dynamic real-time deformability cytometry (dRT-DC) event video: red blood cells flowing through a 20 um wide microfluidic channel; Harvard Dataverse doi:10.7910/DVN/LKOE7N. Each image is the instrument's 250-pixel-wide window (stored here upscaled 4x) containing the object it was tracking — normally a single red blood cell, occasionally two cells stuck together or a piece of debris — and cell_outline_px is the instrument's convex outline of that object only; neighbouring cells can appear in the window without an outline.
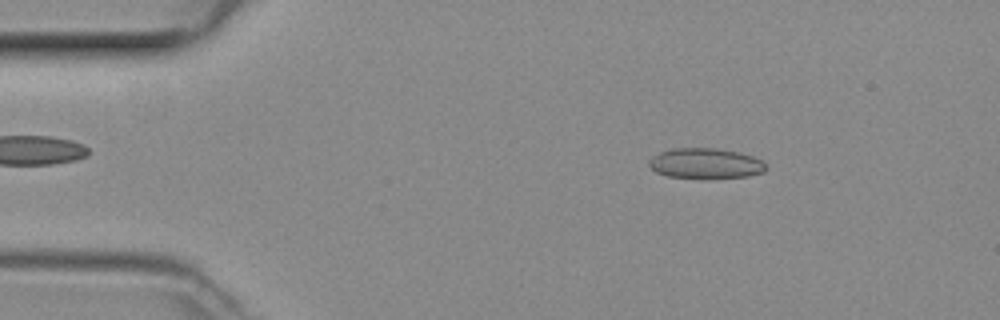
{"species": "common noctule bat (a hibernating species)", "species_latin": "Nyctalus noctula", "temperature_condition": "room temperature", "stored_images_in_passage": 48, "camera_frame_rate_fps": 3000, "um_per_image_px": 0.085, "animal": {"sex": "female", "body_mass_g": 29.2, "forearm_length_mm": 56.3}, "frame": {"image": 1, "passage_image": 7, "time_ms": 2.0, "image_size_px": [1000, 320], "cell_outline_px": [[768, 168], [764, 172], [748, 176], [668, 176], [656, 172], [648, 164], [648, 160], [652, 156], [660, 152], [672, 148], [716, 148], [740, 152], [764, 160]], "centroid_in_image_um": [60.0, 13.84], "position_along_channel_um": 25.0, "area_um2": 20.23}}
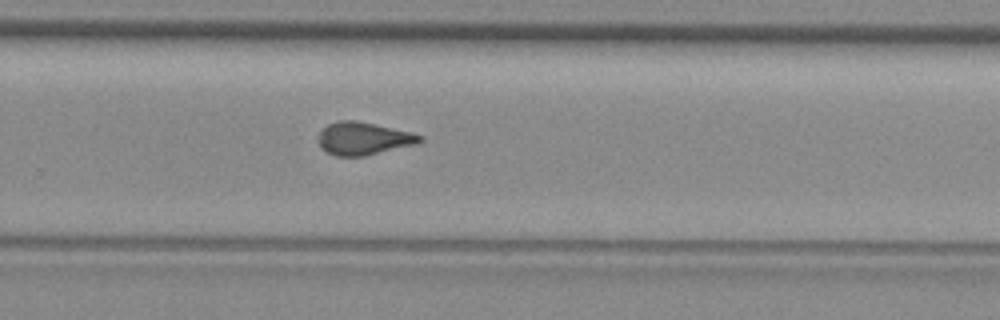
{"frame": {"image": 2, "passage_image": 31, "time_ms": 10.0, "image_size_px": [1000, 320], "cell_outline_px": [[424, 140], [416, 144], [364, 156], [336, 156], [320, 148], [316, 140], [320, 132], [328, 124], [340, 120], [352, 120], [412, 132], [424, 136]], "centroid_in_image_um": [30.88, 11.78], "position_along_channel_um": 298.9, "area_um2": 19.31}}
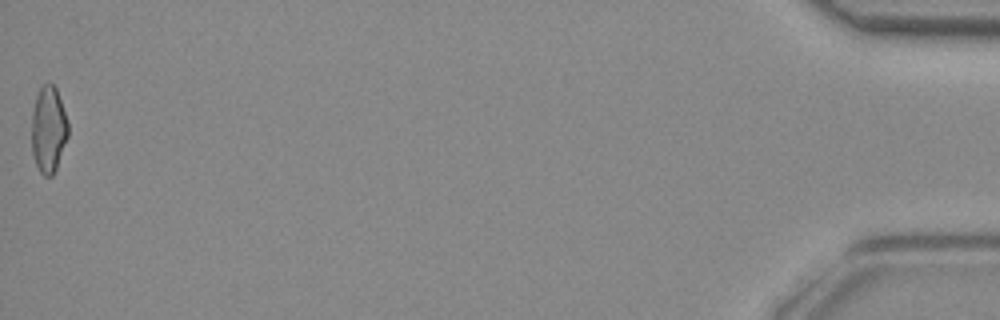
{"frame": {"image": 3, "passage_image": 48, "time_ms": 15.667, "image_size_px": [1000, 320], "cell_outline_px": [[68, 136], [56, 168], [52, 176], [44, 176], [40, 172], [36, 164], [32, 152], [32, 112], [36, 96], [40, 88], [44, 84], [52, 84], [56, 88], [68, 124]], "centroid_in_image_um": [4.11, 11.02], "position_along_channel_um": 431.1, "area_um2": 18.09}}